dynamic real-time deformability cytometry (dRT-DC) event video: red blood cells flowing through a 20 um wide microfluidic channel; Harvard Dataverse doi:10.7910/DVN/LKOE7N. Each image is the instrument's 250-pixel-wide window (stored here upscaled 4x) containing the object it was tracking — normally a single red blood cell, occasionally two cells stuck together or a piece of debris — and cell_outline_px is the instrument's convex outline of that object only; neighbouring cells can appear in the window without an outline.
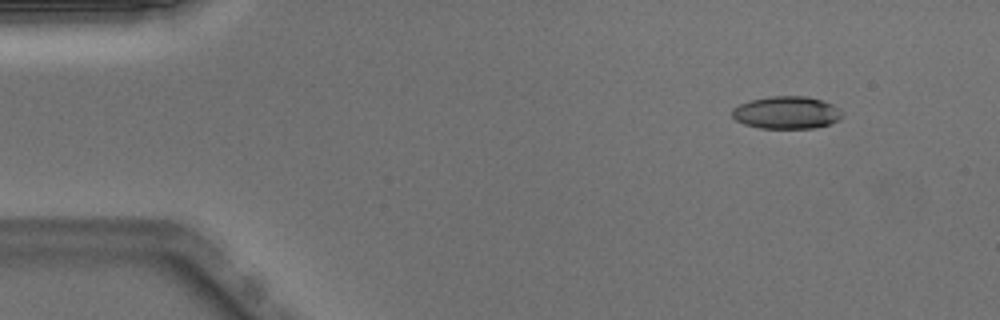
{"species": "Egyptian fruit bat (a non-hibernating species)", "species_latin": "Rousettus aegyptiacus", "temperature_condition": "warm", "stored_images_in_passage": 46, "camera_frame_rate_fps": 3000, "um_per_image_px": 0.085, "animal": {"sex": "male"}, "frame": {"image": 1, "passage_image": 1, "time_ms": 0.0, "image_size_px": [1000, 320], "cell_outline_px": [[844, 116], [840, 120], [828, 124], [812, 128], [760, 128], [744, 124], [736, 120], [732, 116], [732, 108], [748, 100], [768, 96], [804, 96], [820, 100], [832, 104]], "centroid_in_image_um": [66.82, 9.57], "position_along_channel_um": 18.2, "area_um2": 20.81}}
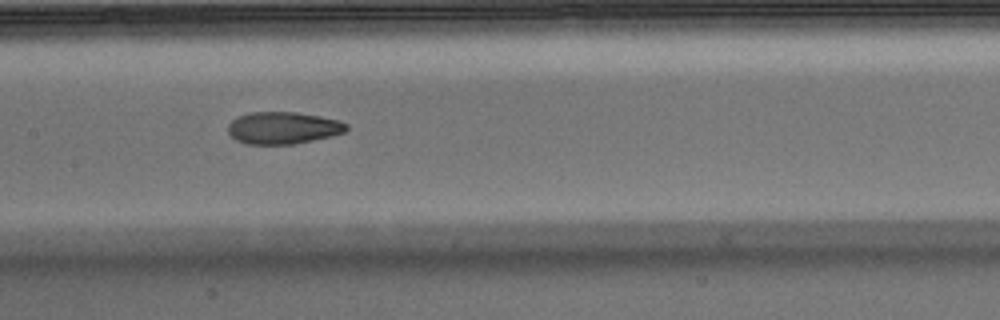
{"frame": {"image": 2, "passage_image": 20, "time_ms": 6.333, "image_size_px": [1000, 320], "cell_outline_px": [[348, 128], [344, 132], [332, 136], [292, 144], [248, 144], [236, 140], [228, 132], [228, 124], [232, 120], [240, 116], [252, 112], [296, 112], [320, 116], [336, 120], [348, 124]], "centroid_in_image_um": [24.06, 10.87], "position_along_channel_um": 183.3, "area_um2": 21.96}}
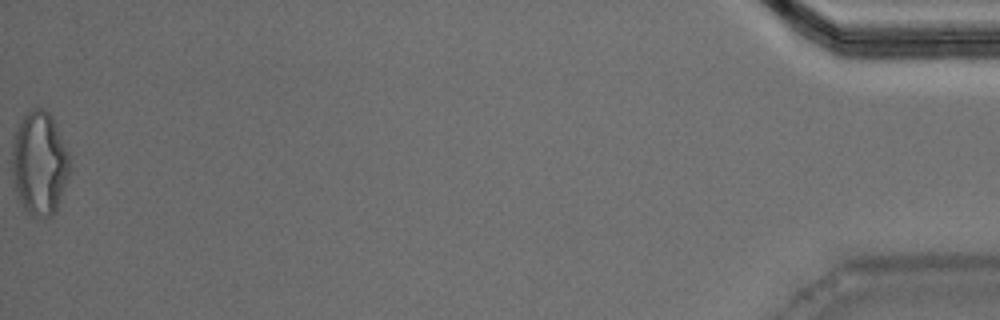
{"frame": {"image": 3, "passage_image": 46, "time_ms": 15.0, "image_size_px": [1000, 320], "cell_outline_px": [[72, 168], [68, 180], [56, 212], [52, 216], [32, 216], [24, 208], [16, 192], [12, 176], [12, 140], [20, 120], [32, 108], [44, 108], [52, 116], [68, 152]], "centroid_in_image_um": [3.37, 13.88], "position_along_channel_um": 431.8, "area_um2": 35.2}, "authors_computed_cell_mechanics": {"area_um2": 22.5709, "velocity_mm_per_s": 4.0243, "shape_relaxation_time_tau1_ms": 7.9391, "shape_relaxation_time_tau2_ms": 2.5824, "deformation_change_tau1": 0.2185, "deformation_change_tau2": 0.0907}}